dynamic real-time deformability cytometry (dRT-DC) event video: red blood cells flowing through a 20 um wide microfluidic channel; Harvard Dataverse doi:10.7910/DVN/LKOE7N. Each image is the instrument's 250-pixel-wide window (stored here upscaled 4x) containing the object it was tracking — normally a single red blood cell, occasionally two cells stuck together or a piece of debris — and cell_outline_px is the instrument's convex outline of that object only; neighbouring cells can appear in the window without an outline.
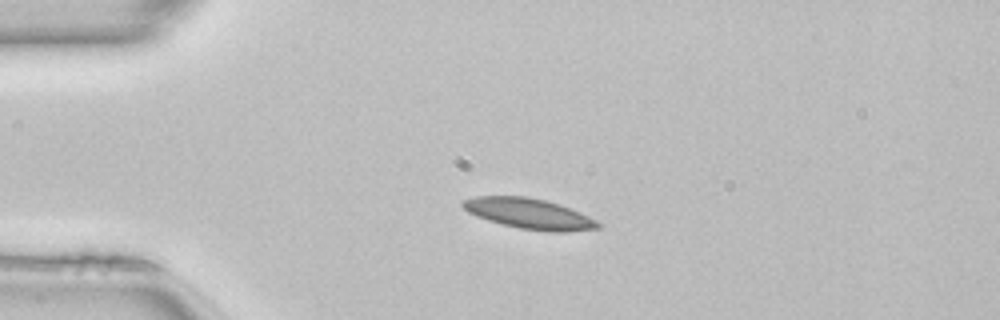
{"species": "common noctule bat (a hibernating species)", "species_latin": "Nyctalus noctula", "temperature_condition": "room temperature", "stored_images_in_passage": 39, "camera_frame_rate_fps": 3000, "um_per_image_px": 0.085, "animal": {"sex": "female", "body_mass_g": 22.7, "forearm_length_mm": 54.2}, "frame": {"image": 1, "passage_image": 1, "time_ms": 0.0, "image_size_px": [1000, 320], "cell_outline_px": [[604, 224], [600, 228], [568, 232], [548, 232], [520, 228], [488, 220], [476, 216], [468, 212], [460, 204], [464, 200], [476, 196], [528, 196], [560, 204], [580, 212]], "centroid_in_image_um": [45.02, 18.16], "position_along_channel_um": 40.0, "area_um2": 24.1}}
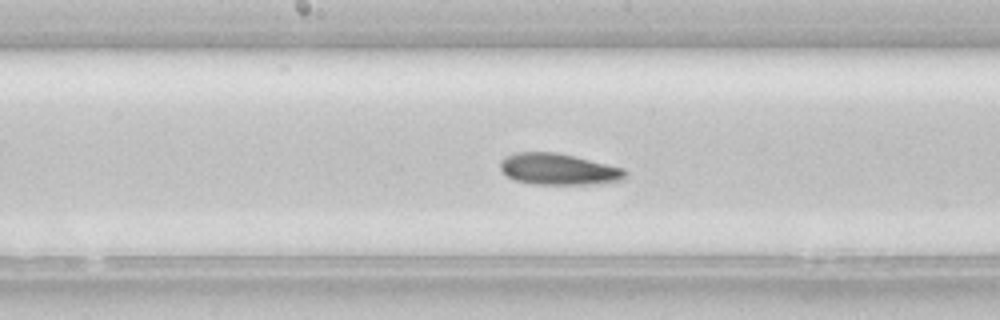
{"frame": {"image": 2, "passage_image": 15, "time_ms": 4.667, "image_size_px": [1000, 320], "cell_outline_px": [[628, 176], [624, 180], [596, 184], [532, 184], [516, 180], [508, 176], [500, 168], [500, 160], [516, 152], [556, 152], [624, 168], [628, 172]], "centroid_in_image_um": [47.52, 14.39], "position_along_channel_um": 200.7, "area_um2": 22.83}}
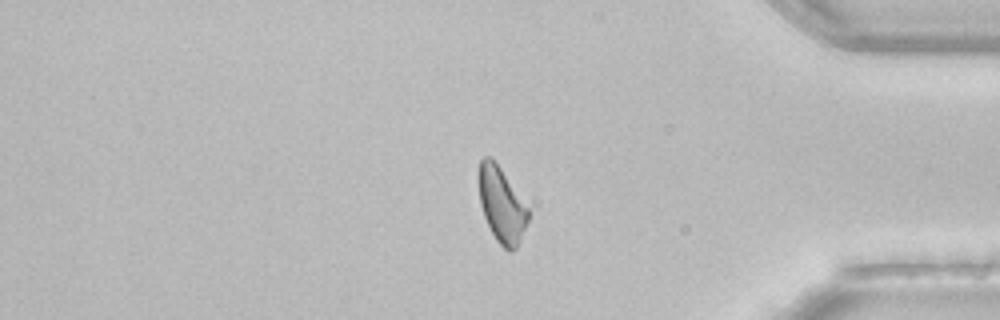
{"frame": {"image": 3, "passage_image": 31, "time_ms": 10.0, "image_size_px": [1000, 320], "cell_outline_px": [[528, 220], [520, 240], [516, 248], [512, 252], [508, 252], [496, 240], [484, 216], [480, 204], [476, 176], [476, 172], [480, 160], [484, 156], [488, 156], [500, 168], [528, 208]], "centroid_in_image_um": [42.58, 17.4], "position_along_channel_um": 392.6, "area_um2": 21.56}, "authors_computed_cell_mechanics": {"area_um2": 22.4842, "velocity_mm_per_s": 4.0852, "shape_relaxation_time_tau1_ms": 8.3273, "shape_relaxation_time_tau2_ms": 4.0034, "deformation_change_tau1": 0.1741, "deformation_change_tau2": 0.1242}}